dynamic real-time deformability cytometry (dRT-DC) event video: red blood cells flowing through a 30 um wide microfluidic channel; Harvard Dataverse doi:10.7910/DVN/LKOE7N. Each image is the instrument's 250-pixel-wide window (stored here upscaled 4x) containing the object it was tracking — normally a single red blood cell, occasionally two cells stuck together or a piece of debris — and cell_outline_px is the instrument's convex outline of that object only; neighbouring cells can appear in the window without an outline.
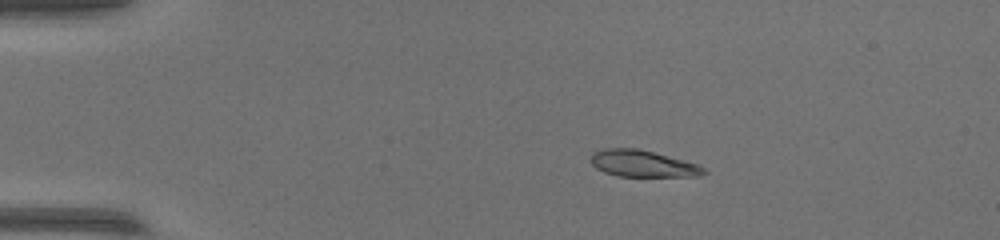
{"species": "common noctule bat (a hibernating species)", "species_latin": "Nyctalus noctula", "temperature_condition": "warm", "stored_images_in_passage": 44, "camera_frame_rate_fps": 3000, "um_per_image_px": 0.085, "animal": {"sex": "female", "body_mass_g": 17.0, "forearm_length_mm": 48.0}, "frame": {"image": 1, "passage_image": 1, "time_ms": 0.0, "image_size_px": [1000, 240], "cell_outline_px": [[708, 172], [696, 176], [616, 176], [604, 172], [596, 168], [588, 160], [592, 152], [604, 148], [636, 148], [684, 160], [696, 164], [704, 168]], "centroid_in_image_um": [54.55, 13.9], "position_along_channel_um": 30.4, "area_um2": 17.51}}
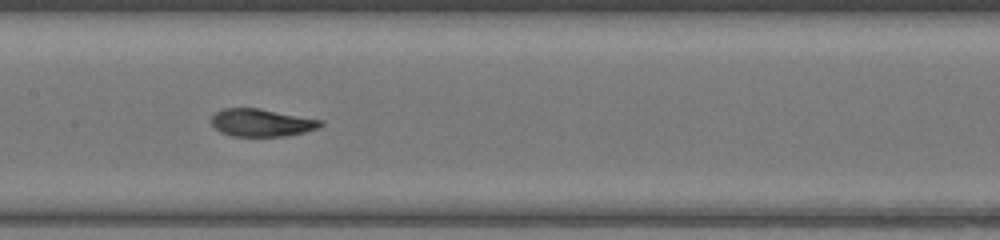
{"frame": {"image": 2, "passage_image": 18, "time_ms": 5.667, "image_size_px": [1000, 240], "cell_outline_px": [[324, 124], [316, 128], [304, 132], [284, 136], [232, 136], [220, 132], [212, 124], [212, 116], [216, 112], [224, 108], [260, 108], [324, 120]], "centroid_in_image_um": [22.25, 10.42], "position_along_channel_um": 185.2, "area_um2": 17.57}}
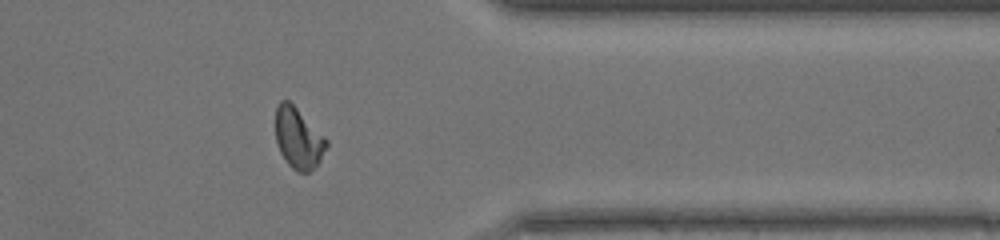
{"frame": {"image": 3, "passage_image": 34, "time_ms": 11.0, "image_size_px": [1000, 240], "cell_outline_px": [[328, 144], [320, 160], [308, 172], [296, 172], [288, 164], [280, 152], [276, 140], [276, 108], [280, 100], [288, 100], [328, 140]], "centroid_in_image_um": [25.34, 11.76], "position_along_channel_um": 386.1, "area_um2": 17.69}}